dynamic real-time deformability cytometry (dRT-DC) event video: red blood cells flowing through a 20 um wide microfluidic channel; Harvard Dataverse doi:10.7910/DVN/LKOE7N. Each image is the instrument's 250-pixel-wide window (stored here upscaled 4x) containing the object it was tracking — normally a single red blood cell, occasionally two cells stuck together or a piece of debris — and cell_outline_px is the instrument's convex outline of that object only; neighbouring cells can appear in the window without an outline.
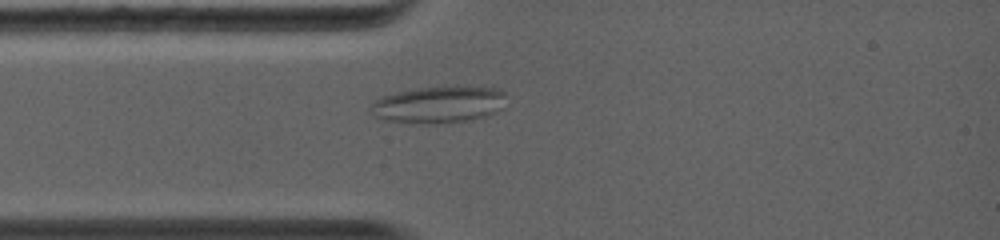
{"species": "common noctule bat (a hibernating species)", "species_latin": "Nyctalus noctula", "temperature_condition": "warm", "stored_images_in_passage": 43, "camera_frame_rate_fps": 5000, "um_per_image_px": 0.085, "animal": {"sex": "female", "body_mass_g": 19.0, "forearm_length_mm": 56.7}, "frame": {"image": 1, "passage_image": 6, "time_ms": 2.0, "image_size_px": [1000, 240], "cell_outline_px": [[504, 108], [496, 112], [472, 120], [384, 120], [376, 116], [372, 112], [372, 104], [380, 96], [396, 92], [420, 88], [496, 88], [504, 92]], "centroid_in_image_um": [37.33, 8.85], "position_along_channel_um": 47.7, "area_um2": 27.11}}
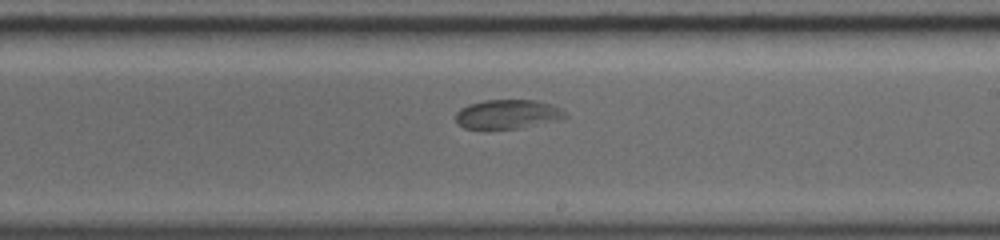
{"frame": {"image": 2, "passage_image": 17, "time_ms": 6.6, "image_size_px": [1000, 240], "cell_outline_px": [[568, 116], [564, 120], [520, 128], [484, 132], [464, 128], [456, 124], [456, 112], [460, 108], [468, 104], [484, 100], [536, 100], [552, 104], [560, 108]], "centroid_in_image_um": [43.11, 9.76], "position_along_channel_um": 245.9, "area_um2": 19.65}}
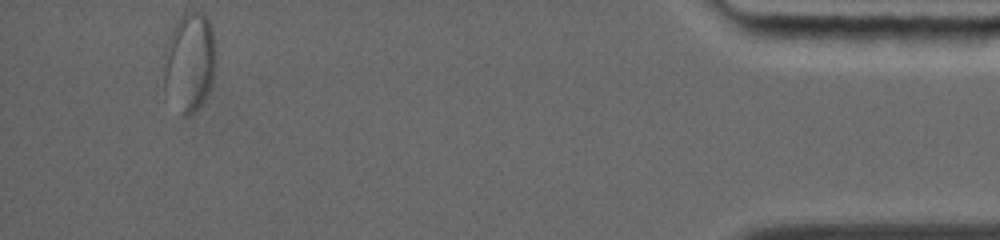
{"frame": {"image": 3, "passage_image": 43, "time_ms": 12.6, "image_size_px": [1000, 240], "cell_outline_px": [[212, 80], [208, 92], [204, 100], [188, 116], [180, 116], [164, 92], [164, 72], [176, 24], [184, 12], [204, 12], [212, 28]], "centroid_in_image_um": [16.1, 5.37], "position_along_channel_um": 419.1, "area_um2": 28.38}}